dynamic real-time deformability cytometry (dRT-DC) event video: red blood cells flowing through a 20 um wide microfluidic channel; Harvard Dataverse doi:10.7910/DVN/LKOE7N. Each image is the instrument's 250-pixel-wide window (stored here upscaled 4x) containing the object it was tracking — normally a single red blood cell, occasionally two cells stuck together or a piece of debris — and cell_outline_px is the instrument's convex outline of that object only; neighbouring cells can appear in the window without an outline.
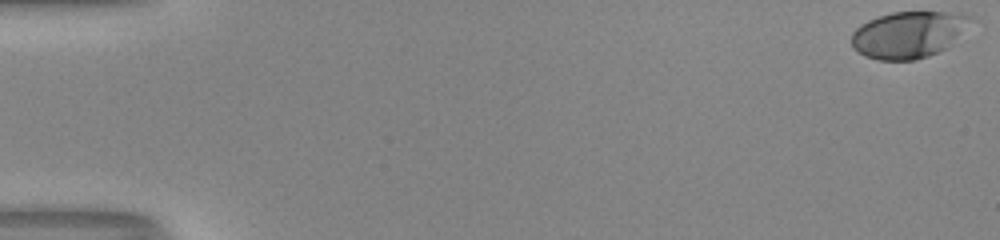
{"species": "human", "species_latin": "Homo sapiens", "temperature_condition": "room temperature", "stored_images_in_passage": 46, "camera_frame_rate_fps": 3000, "um_per_image_px": 0.085, "donor": {"sex": "male"}, "frame": {"image": 1, "passage_image": 1, "time_ms": 0.0, "image_size_px": [1000, 240], "cell_outline_px": [[972, 16], [948, 48], [928, 56], [916, 60], [880, 60], [868, 56], [852, 48], [852, 32], [860, 24], [868, 20], [892, 12], [960, 12]], "centroid_in_image_um": [77.18, 2.94], "position_along_channel_um": 7.8, "area_um2": 31.96}}
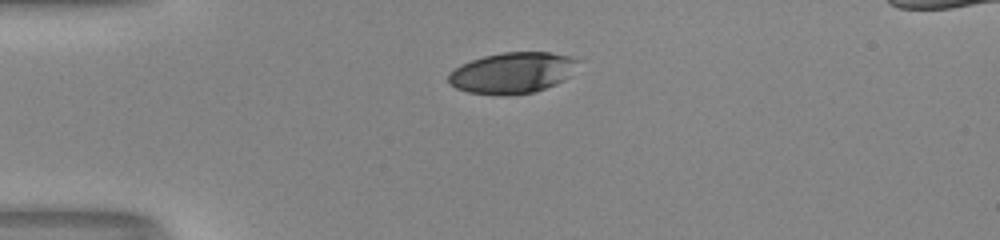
{"frame": {"image": 2, "passage_image": 15, "time_ms": 4.667, "image_size_px": [1000, 240], "cell_outline_px": [[580, 60], [572, 76], [556, 84], [532, 92], [504, 96], [500, 96], [468, 92], [456, 88], [448, 80], [448, 72], [460, 64], [484, 56], [504, 52], [552, 52], [572, 56]], "centroid_in_image_um": [43.58, 6.18], "position_along_channel_um": 41.4, "area_um2": 31.33}}
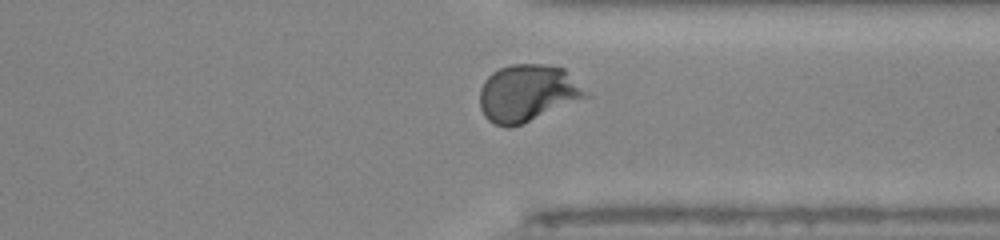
{"frame": {"image": 3, "passage_image": 42, "time_ms": 13.667, "image_size_px": [1000, 240], "cell_outline_px": [[592, 96], [512, 128], [508, 128], [496, 124], [488, 120], [484, 116], [480, 108], [480, 88], [484, 80], [492, 72], [500, 68], [512, 64], [544, 64], [564, 68]], "centroid_in_image_um": [44.85, 7.92], "position_along_channel_um": 366.6, "area_um2": 35.55}, "authors_computed_cell_mechanics": {"area_um2": 33.4662, "velocity_mm_per_s": 4.0067, "shape_relaxation_time_tau1_ms": 4.7977, "shape_relaxation_time_tau2_ms": null, "deformation_change_tau1": 0.2097, "deformation_change_tau2": null}}